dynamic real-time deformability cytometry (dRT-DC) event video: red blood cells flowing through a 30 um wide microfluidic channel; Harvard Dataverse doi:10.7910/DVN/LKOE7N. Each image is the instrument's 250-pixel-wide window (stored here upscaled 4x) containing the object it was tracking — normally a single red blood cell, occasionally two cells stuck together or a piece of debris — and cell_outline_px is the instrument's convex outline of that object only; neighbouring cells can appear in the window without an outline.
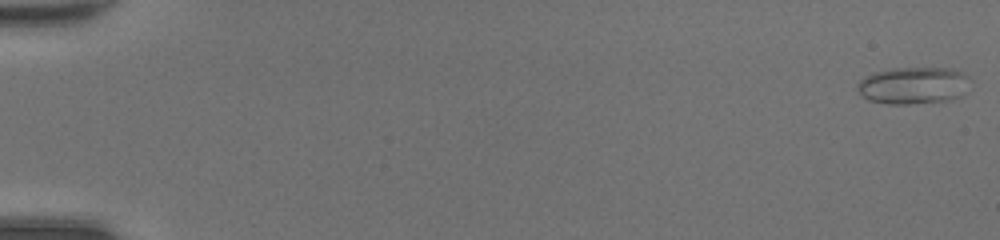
{"species": "common noctule bat (a hibernating species)", "species_latin": "Nyctalus noctula", "temperature_condition": "room temperature", "stored_images_in_passage": 15, "camera_frame_rate_fps": 3000, "um_per_image_px": 0.085, "animal": {"sex": "female", "body_mass_g": 20.0, "forearm_length_mm": 54.0}, "frame": {"image": 1, "passage_image": 1, "time_ms": 0.0, "image_size_px": [1000, 240], "cell_outline_px": [[972, 80], [960, 96], [952, 100], [908, 104], [888, 104], [868, 100], [856, 88], [856, 84], [864, 76], [872, 72], [892, 68], [948, 68], [960, 72], [968, 76]], "centroid_in_image_um": [77.61, 7.26], "position_along_channel_um": 7.4, "area_um2": 24.51}}
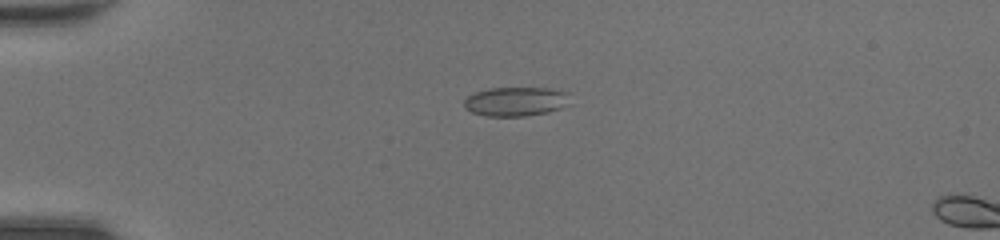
{"frame": {"image": 2, "passage_image": 13, "time_ms": 4.0, "image_size_px": [1000, 240], "cell_outline_px": [[572, 104], [548, 112], [524, 116], [488, 116], [472, 112], [464, 108], [464, 100], [468, 96], [476, 92], [488, 88], [548, 88], [568, 92]], "centroid_in_image_um": [43.88, 8.62], "position_along_channel_um": 41.1, "area_um2": 18.15}}